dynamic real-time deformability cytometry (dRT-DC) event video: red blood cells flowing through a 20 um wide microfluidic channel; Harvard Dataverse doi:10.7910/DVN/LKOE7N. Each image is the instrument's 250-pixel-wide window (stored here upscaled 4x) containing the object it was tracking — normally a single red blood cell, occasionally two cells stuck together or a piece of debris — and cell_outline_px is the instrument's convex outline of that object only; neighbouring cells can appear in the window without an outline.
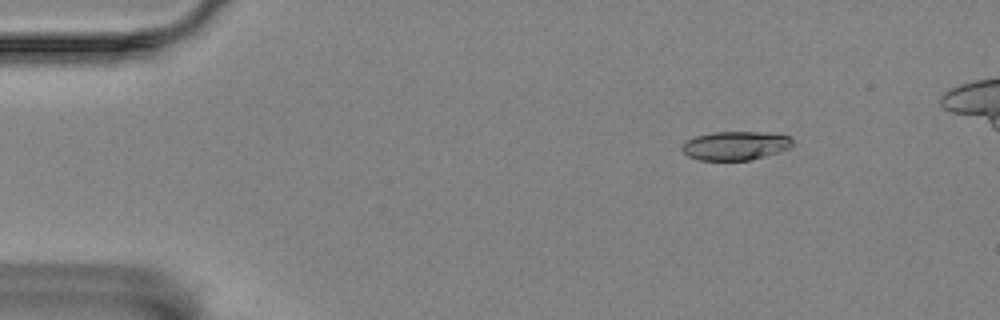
{"species": "Egyptian fruit bat (a non-hibernating species)", "species_latin": "Rousettus aegyptiacus", "temperature_condition": "room temperature", "stored_images_in_passage": 49, "camera_frame_rate_fps": 3000, "um_per_image_px": 0.085, "animal": {"sex": "female"}, "frame": {"image": 1, "passage_image": 1, "time_ms": 0.0, "image_size_px": [1000, 320], "cell_outline_px": [[792, 144], [788, 148], [780, 152], [748, 160], [700, 160], [688, 156], [680, 148], [680, 144], [684, 140], [696, 136], [712, 132], [760, 132], [788, 136], [792, 140]], "centroid_in_image_um": [62.43, 12.38], "position_along_channel_um": 22.6, "area_um2": 18.5}}
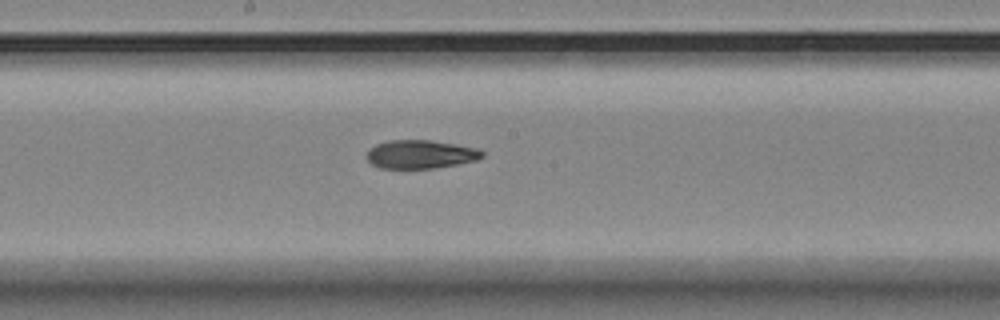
{"frame": {"image": 2, "passage_image": 24, "time_ms": 7.667, "image_size_px": [1000, 320], "cell_outline_px": [[484, 156], [476, 160], [436, 168], [380, 168], [372, 164], [364, 156], [376, 144], [388, 140], [432, 140], [480, 148], [484, 152]], "centroid_in_image_um": [35.77, 13.11], "position_along_channel_um": 212.4, "area_um2": 19.25}}
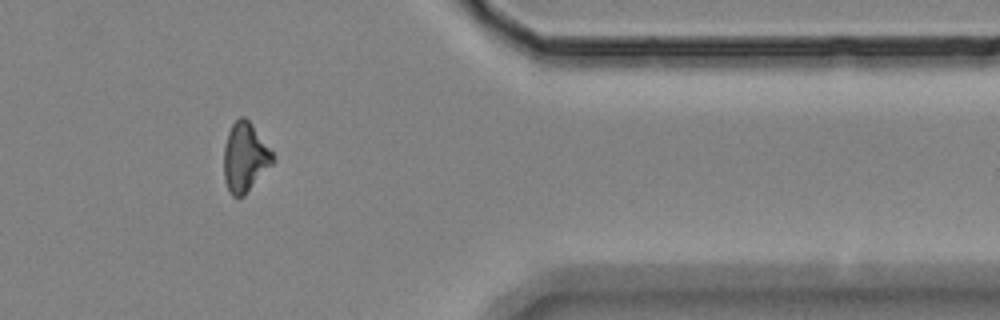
{"frame": {"image": 3, "passage_image": 41, "time_ms": 13.333, "image_size_px": [1000, 320], "cell_outline_px": [[272, 164], [244, 196], [232, 196], [224, 180], [224, 148], [228, 132], [232, 124], [240, 116], [244, 116], [252, 124], [272, 152]], "centroid_in_image_um": [20.8, 13.37], "position_along_channel_um": 390.6, "area_um2": 19.36}, "authors_computed_cell_mechanics": {"area_um2": 19.7098, "velocity_mm_per_s": 3.4722, "shape_relaxation_time_tau1_ms": 5.9399, "shape_relaxation_time_tau2_ms": 6.2768, "deformation_change_tau1": 0.1721, "deformation_change_tau2": 0.1484}}